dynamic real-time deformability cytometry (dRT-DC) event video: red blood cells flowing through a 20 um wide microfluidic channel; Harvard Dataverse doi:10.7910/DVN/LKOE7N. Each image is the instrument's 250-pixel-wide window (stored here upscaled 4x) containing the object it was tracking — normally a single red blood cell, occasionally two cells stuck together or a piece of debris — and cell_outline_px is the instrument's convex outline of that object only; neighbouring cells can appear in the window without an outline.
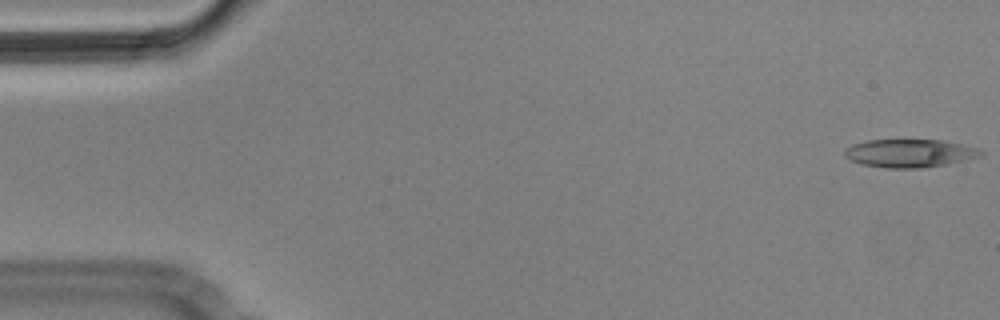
{"species": "Egyptian fruit bat (a non-hibernating species)", "species_latin": "Rousettus aegyptiacus", "temperature_condition": "cold", "stored_images_in_passage": 5, "camera_frame_rate_fps": 3000, "um_per_image_px": 0.085, "animal": {"sex": "male"}, "frame": {"image": 1, "passage_image": 1, "time_ms": 0.0, "image_size_px": [1000, 320], "cell_outline_px": [[984, 152], [980, 156], [968, 160], [948, 164], [924, 168], [888, 168], [860, 164], [844, 156], [844, 148], [852, 144], [868, 140], [944, 140], [964, 144], [980, 148]], "centroid_in_image_um": [77.36, 13.02], "position_along_channel_um": 7.6, "area_um2": 22.66}}
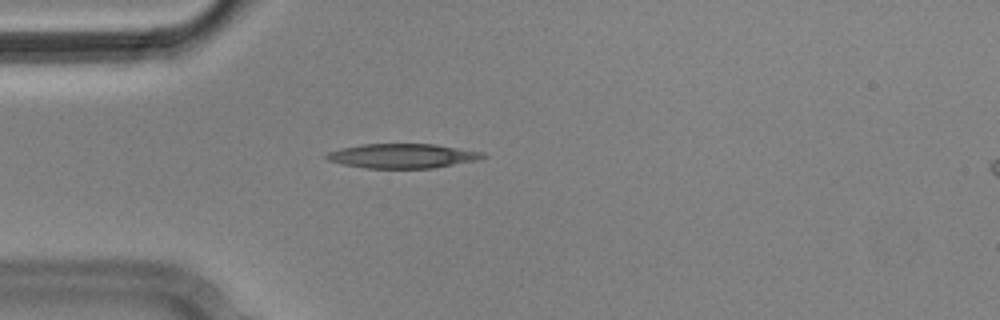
{"frame": {"image": 2, "passage_image": 5, "time_ms": 1.333, "image_size_px": [1000, 320], "cell_outline_px": [[488, 156], [480, 160], [432, 168], [364, 168], [340, 164], [328, 160], [324, 156], [328, 152], [340, 148], [364, 144], [436, 144], [484, 152]], "centroid_in_image_um": [34.24, 13.25], "position_along_channel_um": 50.8, "area_um2": 22.48}}